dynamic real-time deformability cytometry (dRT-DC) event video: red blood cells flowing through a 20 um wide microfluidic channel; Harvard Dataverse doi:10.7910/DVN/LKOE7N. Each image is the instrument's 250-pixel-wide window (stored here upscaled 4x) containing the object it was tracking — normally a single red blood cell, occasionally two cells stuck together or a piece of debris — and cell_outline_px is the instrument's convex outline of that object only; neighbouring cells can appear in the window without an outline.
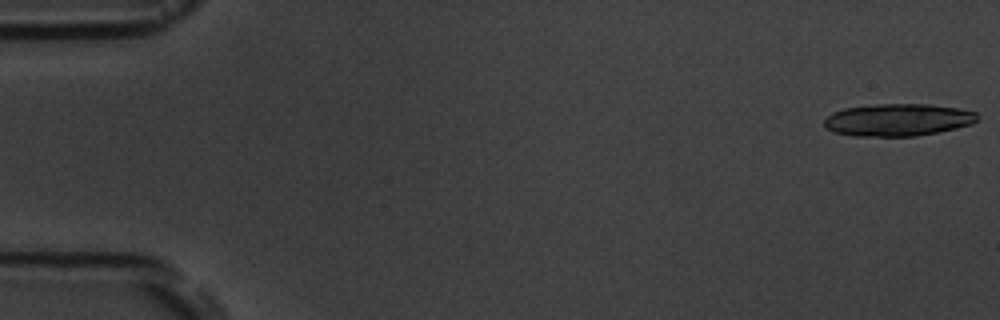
{"species": "common noctule bat (a hibernating species)", "species_latin": "Nyctalus noctula", "temperature_condition": "room temperature", "stored_images_in_passage": 6, "camera_frame_rate_fps": 3000, "um_per_image_px": 0.085, "animal": {"sex": "male", "body_mass_g": 19.5, "forearm_length_mm": 54.6}, "frame": {"image": 1, "passage_image": 1, "time_ms": 0.0, "image_size_px": [1000, 320], "cell_outline_px": [[976, 120], [972, 124], [956, 128], [916, 136], [852, 136], [836, 132], [828, 128], [824, 124], [824, 120], [832, 112], [844, 108], [876, 104], [928, 104], [956, 108], [976, 112]], "centroid_in_image_um": [76.3, 10.18], "position_along_channel_um": 8.7, "area_um2": 28.61}}